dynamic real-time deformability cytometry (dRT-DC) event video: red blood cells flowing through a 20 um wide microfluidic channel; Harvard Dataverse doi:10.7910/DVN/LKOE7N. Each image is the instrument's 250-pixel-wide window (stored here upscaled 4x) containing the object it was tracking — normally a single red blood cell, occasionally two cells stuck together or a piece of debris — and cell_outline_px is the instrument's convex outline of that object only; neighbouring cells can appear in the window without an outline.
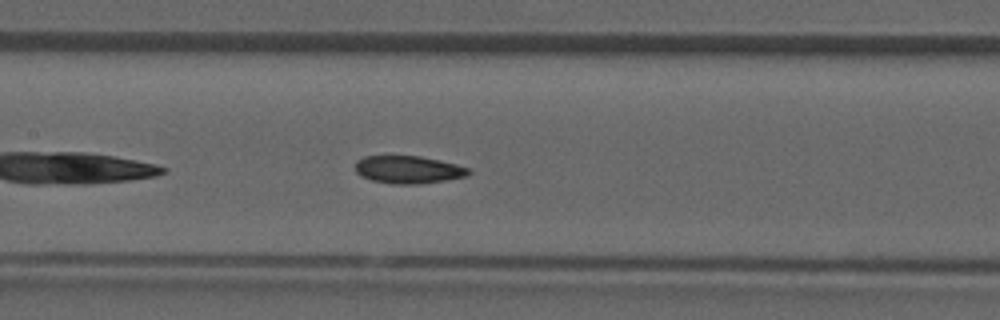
{"species": "common noctule bat (a hibernating species)", "species_latin": "Nyctalus noctula", "temperature_condition": "room temperature", "stored_images_in_passage": 31, "camera_frame_rate_fps": 3000, "um_per_image_px": 0.085, "animal": {"sex": "male", "forearm_length_mm": 52.5}, "frame": {"image": 1, "passage_image": 10, "time_ms": 3.0, "image_size_px": [1000, 320], "cell_outline_px": [[472, 172], [468, 176], [448, 180], [420, 184], [392, 184], [372, 180], [360, 176], [356, 172], [356, 160], [364, 156], [420, 156], [440, 160], [472, 168]], "centroid_in_image_um": [34.75, 14.42], "position_along_channel_um": 172.6, "area_um2": 18.55}}